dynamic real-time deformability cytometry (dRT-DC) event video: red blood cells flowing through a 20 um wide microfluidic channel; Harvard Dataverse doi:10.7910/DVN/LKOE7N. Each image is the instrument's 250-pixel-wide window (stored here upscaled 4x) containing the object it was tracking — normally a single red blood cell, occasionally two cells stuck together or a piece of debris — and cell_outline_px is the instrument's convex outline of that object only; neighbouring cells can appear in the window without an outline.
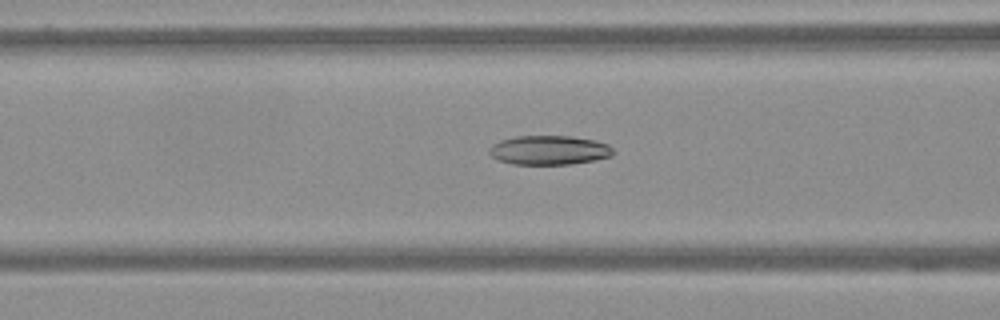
{"species": "Egyptian fruit bat (a non-hibernating species)", "species_latin": "Rousettus aegyptiacus", "temperature_condition": "warm", "stored_images_in_passage": 63, "camera_frame_rate_fps": 3000, "um_per_image_px": 0.085, "frame": {"image": 1, "passage_image": 26, "time_ms": 8.333, "image_size_px": [1000, 320], "cell_outline_px": [[616, 152], [612, 156], [572, 164], [512, 164], [496, 160], [488, 152], [488, 148], [492, 144], [500, 140], [516, 136], [572, 136], [596, 140], [608, 144]], "centroid_in_image_um": [46.66, 12.76], "position_along_channel_um": 119.9, "area_um2": 21.33}}
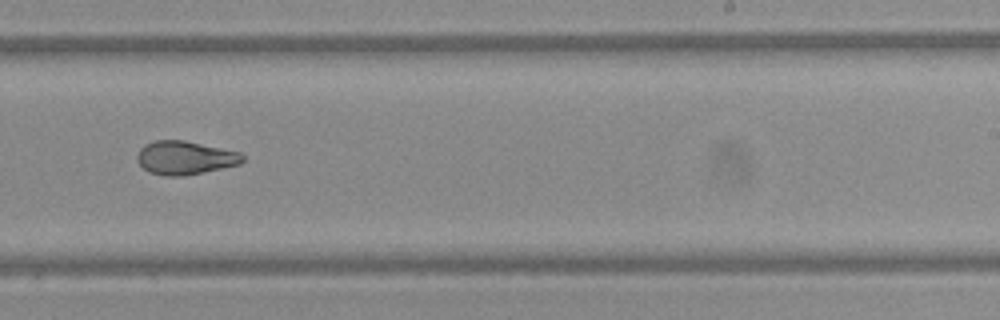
{"frame": {"image": 2, "passage_image": 40, "time_ms": 13.0, "image_size_px": [1000, 320], "cell_outline_px": [[244, 160], [240, 164], [184, 176], [164, 176], [148, 172], [136, 160], [136, 156], [140, 148], [144, 144], [156, 140], [184, 140], [240, 152], [244, 156]], "centroid_in_image_um": [15.7, 13.41], "position_along_channel_um": 273.3, "area_um2": 20.63}}
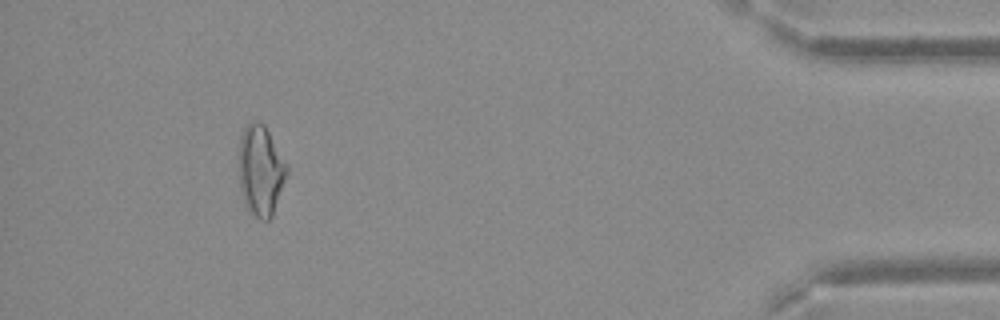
{"frame": {"image": 3, "passage_image": 58, "time_ms": 19.0, "image_size_px": [1000, 320], "cell_outline_px": [[288, 172], [272, 216], [268, 220], [260, 220], [248, 212], [244, 204], [240, 188], [240, 136], [244, 128], [252, 120], [256, 120], [264, 124], [288, 164]], "centroid_in_image_um": [22.17, 14.5], "position_along_channel_um": 413.0, "area_um2": 25.37}}